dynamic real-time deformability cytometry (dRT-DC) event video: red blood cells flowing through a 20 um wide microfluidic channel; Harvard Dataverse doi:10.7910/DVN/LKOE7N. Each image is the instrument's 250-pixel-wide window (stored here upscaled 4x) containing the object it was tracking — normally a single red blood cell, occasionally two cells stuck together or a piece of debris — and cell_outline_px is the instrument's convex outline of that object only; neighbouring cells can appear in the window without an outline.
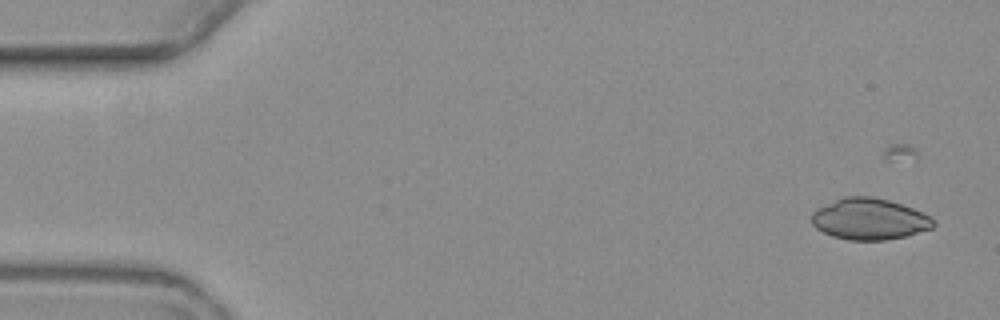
{"species": "common noctule bat (a hibernating species)", "species_latin": "Nyctalus noctula", "temperature_condition": "warm", "stored_images_in_passage": 6, "camera_frame_rate_fps": 3000, "um_per_image_px": 0.085, "animal": {"sex": "female", "body_mass_g": 19.3, "forearm_length_mm": 54.1}, "frame": {"image": 1, "passage_image": 1, "time_ms": 0.0, "image_size_px": [1000, 320], "cell_outline_px": [[936, 224], [932, 228], [904, 236], [884, 240], [848, 240], [832, 236], [816, 228], [812, 224], [812, 212], [816, 208], [844, 196], [872, 196], [888, 200], [924, 212], [932, 216], [936, 220]], "centroid_in_image_um": [73.91, 18.61], "position_along_channel_um": 11.1, "area_um2": 29.42}}